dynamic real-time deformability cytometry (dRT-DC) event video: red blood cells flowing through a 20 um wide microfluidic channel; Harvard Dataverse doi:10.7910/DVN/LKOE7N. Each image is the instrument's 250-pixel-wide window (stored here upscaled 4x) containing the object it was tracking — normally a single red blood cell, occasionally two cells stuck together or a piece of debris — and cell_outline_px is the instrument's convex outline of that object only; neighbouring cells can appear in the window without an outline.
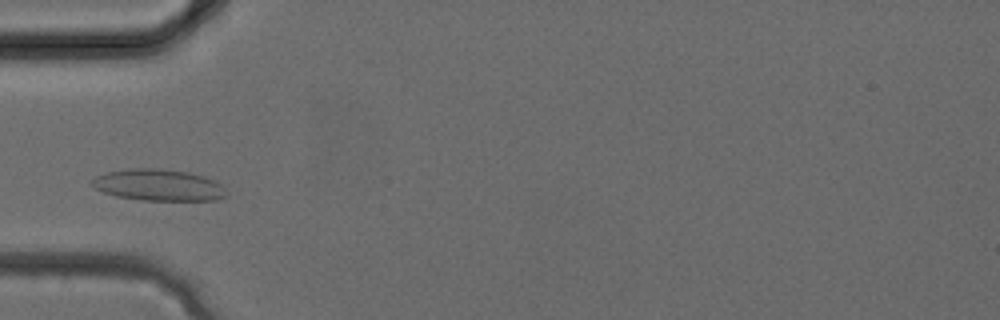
{"species": "common noctule bat (a hibernating species)", "species_latin": "Nyctalus noctula", "temperature_condition": "cold", "stored_images_in_passage": 12, "camera_frame_rate_fps": 3000, "um_per_image_px": 0.085, "animal": {"sex": "female", "body_mass_g": 24.6, "forearm_length_mm": 56.2}, "frame": {"image": 1, "passage_image": 1, "time_ms": 0.0, "image_size_px": [1000, 320], "cell_outline_px": [[228, 196], [216, 200], [140, 200], [116, 196], [104, 192], [96, 188], [92, 184], [92, 180], [96, 176], [108, 172], [128, 168], [156, 168], [188, 172], [204, 176], [220, 184]], "centroid_in_image_um": [13.47, 15.73], "position_along_channel_um": 71.5, "area_um2": 24.51}}
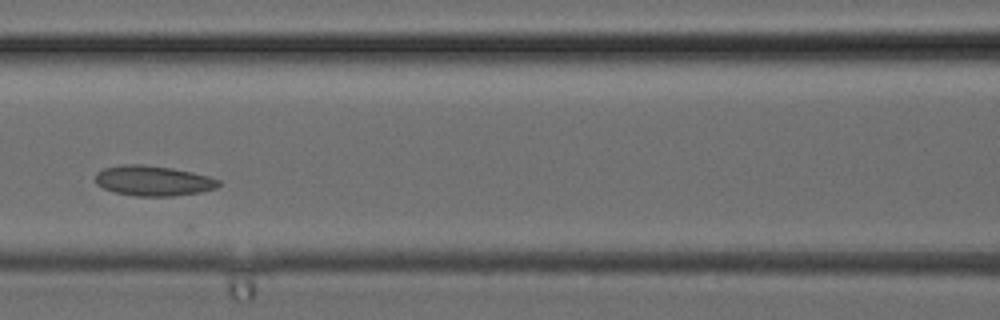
{"frame": {"image": 2, "passage_image": 5, "time_ms": 1.333, "image_size_px": [1000, 320], "cell_outline_px": [[220, 184], [216, 188], [200, 192], [172, 196], [136, 196], [116, 192], [104, 188], [96, 184], [96, 172], [104, 168], [124, 164], [140, 164], [172, 168], [192, 172], [208, 176], [220, 180]], "centroid_in_image_um": [13.02, 15.36], "position_along_channel_um": 153.6, "area_um2": 21.56}}
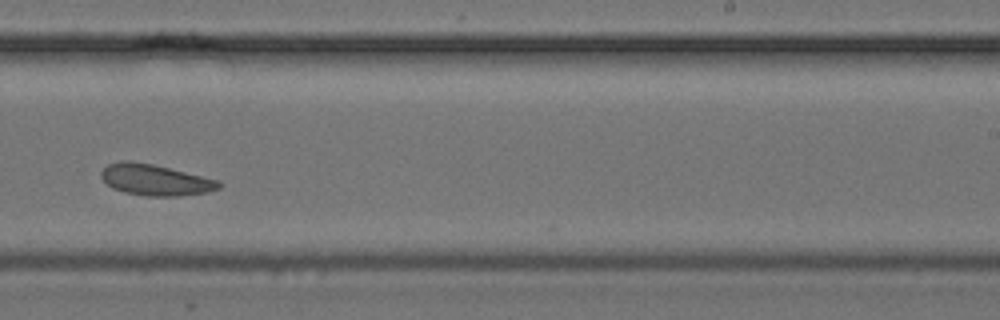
{"frame": {"image": 3, "passage_image": 11, "time_ms": 3.333, "image_size_px": [1000, 320], "cell_outline_px": [[224, 184], [220, 188], [208, 192], [180, 196], [144, 196], [124, 192], [112, 188], [100, 176], [100, 172], [108, 164], [120, 160], [132, 160], [152, 164], [220, 180]], "centroid_in_image_um": [13.21, 15.29], "position_along_channel_um": 275.8, "area_um2": 21.56}}